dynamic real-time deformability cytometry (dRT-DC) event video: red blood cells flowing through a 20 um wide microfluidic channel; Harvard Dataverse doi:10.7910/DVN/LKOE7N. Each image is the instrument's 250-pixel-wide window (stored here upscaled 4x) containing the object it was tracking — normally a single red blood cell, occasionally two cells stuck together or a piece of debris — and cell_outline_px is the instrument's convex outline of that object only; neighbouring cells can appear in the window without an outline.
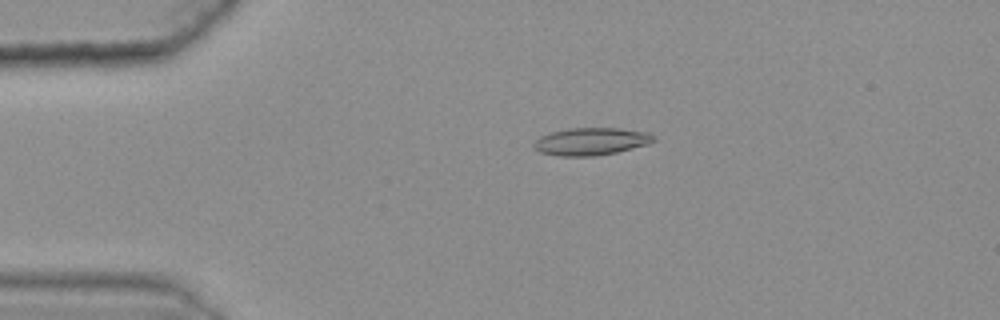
{"species": "common noctule bat (a hibernating species)", "species_latin": "Nyctalus noctula", "temperature_condition": "warm", "stored_images_in_passage": 50, "camera_frame_rate_fps": 3000, "um_per_image_px": 0.085, "animal": {"sex": "female", "body_mass_g": 25.1}, "frame": {"image": 1, "passage_image": 12, "time_ms": 3.667, "image_size_px": [1000, 320], "cell_outline_px": [[656, 140], [648, 144], [616, 152], [596, 156], [556, 156], [540, 152], [532, 148], [532, 144], [540, 136], [552, 132], [568, 128], [620, 128], [648, 132], [656, 136]], "centroid_in_image_um": [50.23, 12.02], "position_along_channel_um": 34.8, "area_um2": 19.36}}
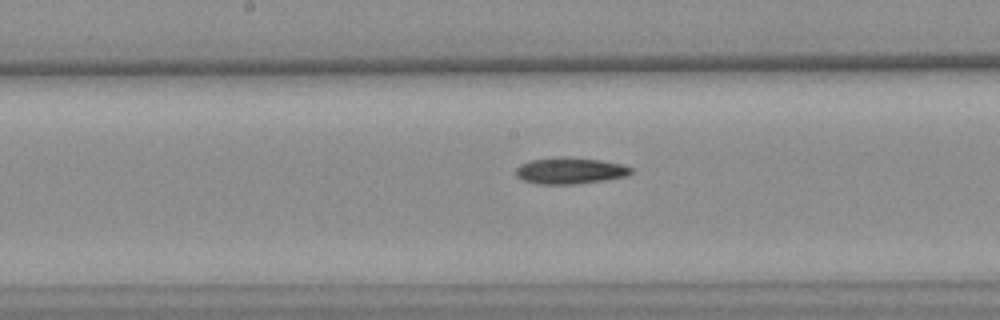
{"frame": {"image": 2, "passage_image": 29, "time_ms": 9.333, "image_size_px": [1000, 320], "cell_outline_px": [[632, 172], [624, 176], [604, 180], [572, 184], [540, 184], [524, 180], [516, 176], [516, 168], [520, 164], [528, 160], [560, 156], [564, 156], [600, 160], [620, 164], [632, 168]], "centroid_in_image_um": [48.4, 14.49], "position_along_channel_um": 199.8, "area_um2": 17.63}}
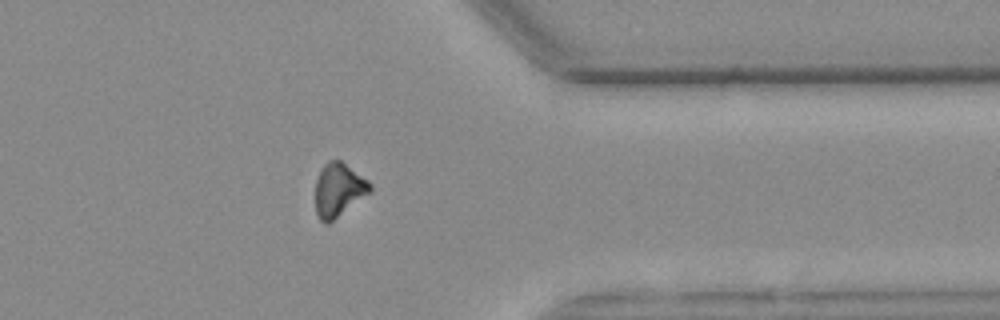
{"frame": {"image": 3, "passage_image": 45, "time_ms": 14.667, "image_size_px": [1000, 320], "cell_outline_px": [[372, 192], [328, 224], [324, 224], [316, 216], [316, 180], [324, 164], [328, 160], [340, 160], [368, 180], [372, 184]], "centroid_in_image_um": [28.8, 16.16], "position_along_channel_um": 382.6, "area_um2": 17.17}}